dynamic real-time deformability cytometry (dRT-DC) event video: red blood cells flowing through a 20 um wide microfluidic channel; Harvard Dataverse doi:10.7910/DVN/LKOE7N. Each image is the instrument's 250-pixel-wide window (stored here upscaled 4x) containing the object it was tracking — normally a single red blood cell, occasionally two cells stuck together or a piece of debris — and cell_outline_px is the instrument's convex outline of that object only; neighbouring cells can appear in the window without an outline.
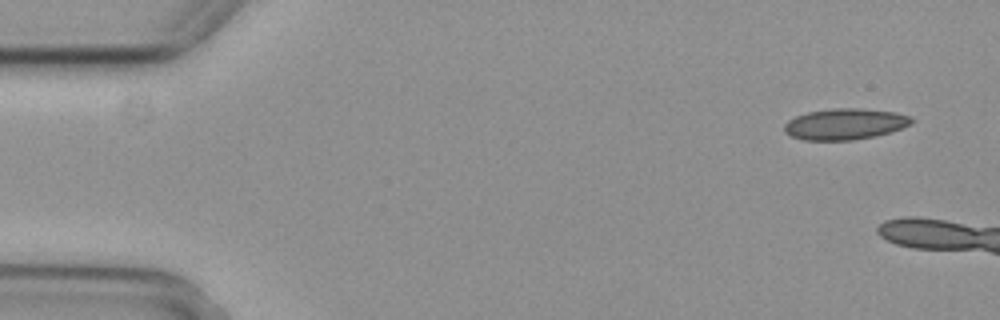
{"species": "common noctule bat (a hibernating species)", "species_latin": "Nyctalus noctula", "temperature_condition": "cold", "stored_images_in_passage": 3, "camera_frame_rate_fps": 3000, "um_per_image_px": 0.085, "animal": {"sex": "female", "body_mass_g": 29.2, "forearm_length_mm": 56.3}, "frame": {"image": 1, "passage_image": 1, "time_ms": 0.0, "image_size_px": [1000, 320], "cell_outline_px": [[916, 120], [912, 124], [888, 132], [872, 136], [852, 140], [804, 140], [792, 136], [784, 132], [784, 124], [788, 120], [796, 116], [808, 112], [832, 108], [860, 108], [896, 112], [912, 116]], "centroid_in_image_um": [71.84, 10.53], "position_along_channel_um": 13.2, "area_um2": 23.06}}